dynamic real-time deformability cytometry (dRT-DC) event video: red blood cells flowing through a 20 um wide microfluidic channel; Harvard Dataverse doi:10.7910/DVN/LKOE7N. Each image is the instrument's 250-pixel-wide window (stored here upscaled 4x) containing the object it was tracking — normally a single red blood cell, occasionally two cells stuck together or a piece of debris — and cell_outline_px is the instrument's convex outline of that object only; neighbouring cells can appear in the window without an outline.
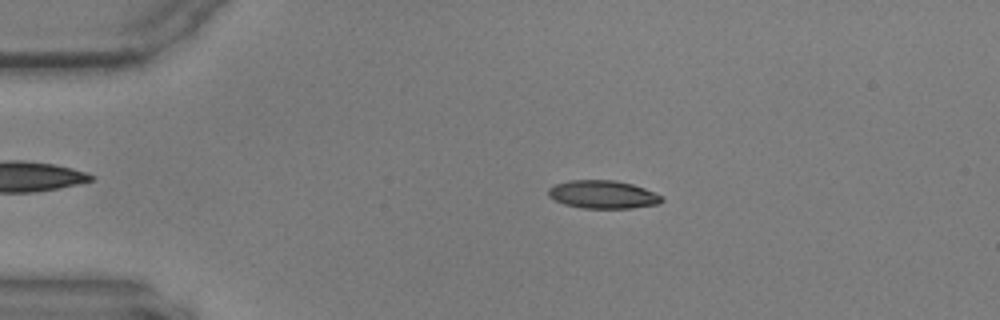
{"species": "common noctule bat (a hibernating species)", "species_latin": "Nyctalus noctula", "temperature_condition": "warm", "stored_images_in_passage": 38, "camera_frame_rate_fps": 3000, "um_per_image_px": 0.085, "animal": {"sex": "male", "body_mass_g": 17.9, "forearm_length_mm": 54.2}, "frame": {"image": 1, "passage_image": 3, "time_ms": 0.667, "image_size_px": [1000, 320], "cell_outline_px": [[664, 200], [660, 204], [632, 208], [580, 208], [564, 204], [548, 196], [548, 188], [556, 184], [568, 180], [616, 180], [632, 184], [644, 188], [660, 196]], "centroid_in_image_um": [51.23, 16.53], "position_along_channel_um": 33.8, "area_um2": 18.55}}
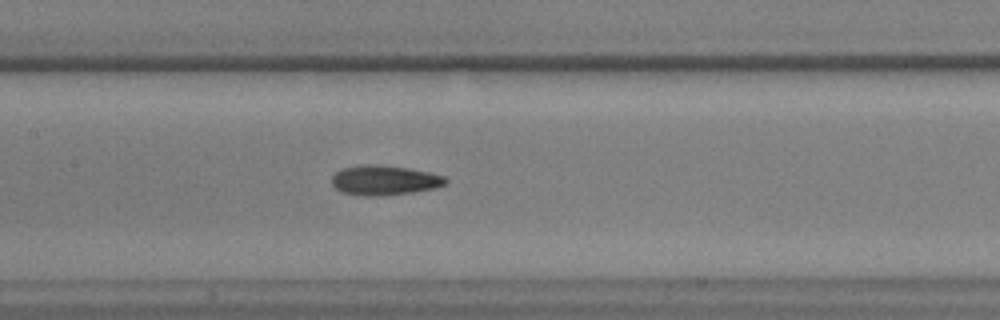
{"frame": {"image": 2, "passage_image": 19, "time_ms": 6.0, "image_size_px": [1000, 320], "cell_outline_px": [[448, 184], [436, 188], [412, 192], [380, 196], [360, 196], [344, 192], [336, 188], [332, 184], [332, 176], [340, 168], [360, 164], [372, 164], [408, 168], [428, 172], [444, 176], [448, 180]], "centroid_in_image_um": [32.67, 15.32], "position_along_channel_um": 174.7, "area_um2": 19.88}}
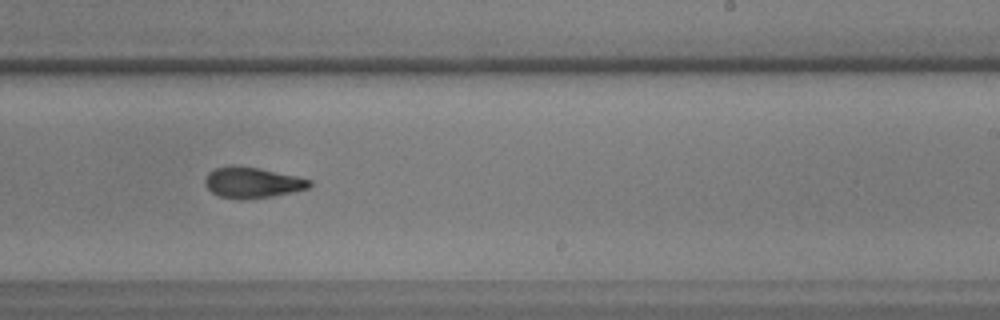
{"frame": {"image": 3, "passage_image": 27, "time_ms": 8.667, "image_size_px": [1000, 320], "cell_outline_px": [[312, 184], [308, 188], [292, 192], [272, 196], [244, 200], [236, 200], [220, 196], [212, 192], [204, 184], [204, 180], [208, 172], [216, 168], [256, 168], [296, 176], [312, 180]], "centroid_in_image_um": [21.46, 15.57], "position_along_channel_um": 267.5, "area_um2": 18.21}}